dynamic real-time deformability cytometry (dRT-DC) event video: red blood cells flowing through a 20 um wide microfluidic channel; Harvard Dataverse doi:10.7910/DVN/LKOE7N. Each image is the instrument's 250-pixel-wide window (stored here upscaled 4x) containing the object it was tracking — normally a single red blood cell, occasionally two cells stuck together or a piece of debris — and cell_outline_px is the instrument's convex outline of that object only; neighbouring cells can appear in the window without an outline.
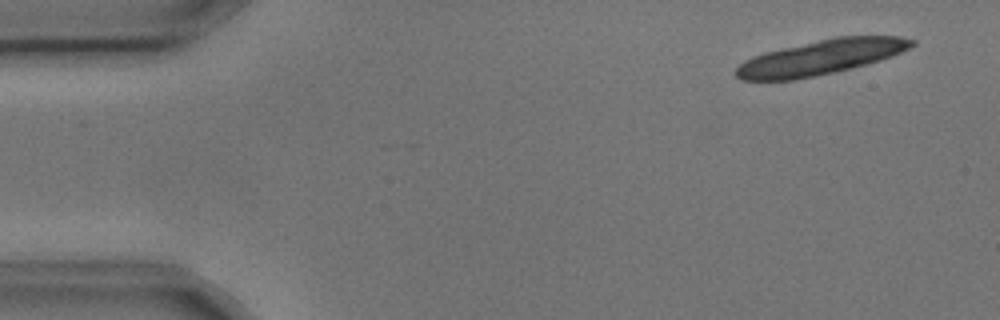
{"species": "common noctule bat (a hibernating species)", "species_latin": "Nyctalus noctula", "temperature_condition": "cold", "stored_images_in_passage": 3, "camera_frame_rate_fps": 3000, "um_per_image_px": 0.085, "animal": {"sex": "male", "body_mass_g": 17.9, "forearm_length_mm": 54.2}, "frame": {"image": 1, "passage_image": 1, "time_ms": 0.0, "image_size_px": [1000, 320], "cell_outline_px": [[916, 44], [892, 56], [880, 60], [832, 72], [796, 80], [740, 80], [736, 76], [736, 68], [744, 60], [752, 56], [764, 52], [836, 36], [900, 36], [916, 40]], "centroid_in_image_um": [69.75, 4.86], "position_along_channel_um": 15.3, "area_um2": 35.32}}